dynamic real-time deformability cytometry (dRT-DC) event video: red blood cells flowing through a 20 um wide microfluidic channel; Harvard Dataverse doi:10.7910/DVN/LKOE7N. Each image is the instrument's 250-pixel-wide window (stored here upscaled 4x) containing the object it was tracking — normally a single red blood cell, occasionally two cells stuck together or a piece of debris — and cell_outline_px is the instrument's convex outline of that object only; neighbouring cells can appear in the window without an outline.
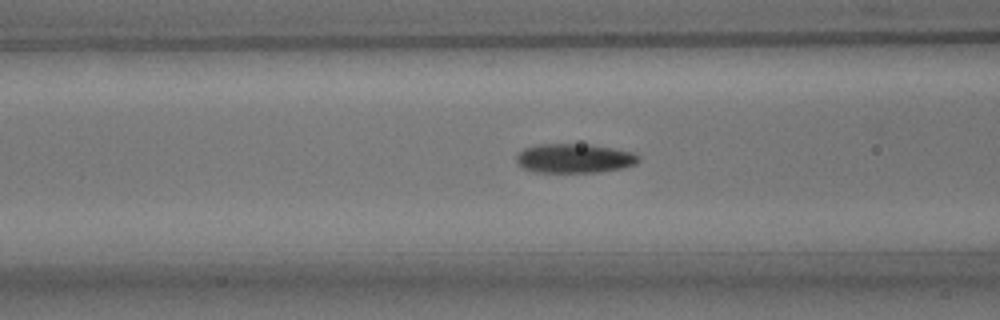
{"species": "common noctule bat (a hibernating species)", "species_latin": "Nyctalus noctula", "temperature_condition": "room temperature", "stored_images_in_passage": 36, "camera_frame_rate_fps": 3000, "um_per_image_px": 0.085, "animal": {"sex": "male", "body_mass_g": 15.6}, "frame": {"image": 1, "passage_image": 5, "time_ms": 1.333, "image_size_px": [1000, 320], "cell_outline_px": [[640, 160], [636, 164], [620, 168], [596, 172], [532, 172], [516, 164], [516, 156], [524, 148], [536, 144], [592, 144], [632, 152], [640, 156]], "centroid_in_image_um": [48.79, 13.45], "position_along_channel_um": 117.8, "area_um2": 20.92}}
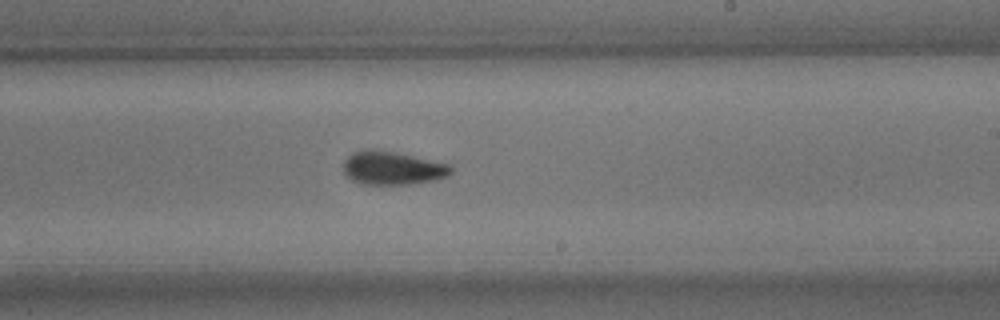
{"frame": {"image": 2, "passage_image": 16, "time_ms": 5.0, "image_size_px": [1000, 320], "cell_outline_px": [[452, 172], [448, 176], [436, 180], [408, 184], [360, 184], [352, 180], [344, 172], [344, 160], [352, 152], [372, 148], [452, 164]], "centroid_in_image_um": [33.37, 14.29], "position_along_channel_um": 255.6, "area_um2": 20.92}}
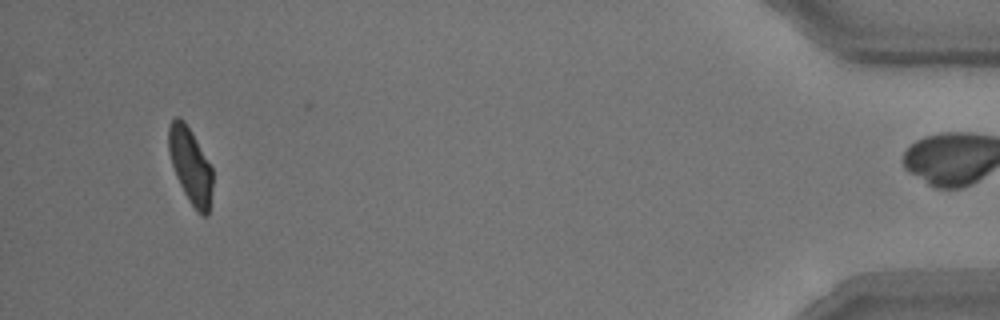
{"frame": {"image": 3, "passage_image": 35, "time_ms": 11.333, "image_size_px": [1000, 320], "cell_outline_px": [[212, 184], [208, 216], [200, 216], [196, 212], [188, 200], [176, 176], [168, 152], [168, 128], [172, 120], [176, 116], [180, 116], [184, 120], [212, 168]], "centroid_in_image_um": [16.17, 14.1], "position_along_channel_um": 419.0, "area_um2": 19.25}, "authors_computed_cell_mechanics": {"area_um2": 20.8369, "velocity_mm_per_s": 3.7549, "shape_relaxation_time_tau1_ms": 2.5627, "shape_relaxation_time_tau2_ms": 2.4623, "deformation_change_tau1": 0.1209, "deformation_change_tau2": 0.0786}}